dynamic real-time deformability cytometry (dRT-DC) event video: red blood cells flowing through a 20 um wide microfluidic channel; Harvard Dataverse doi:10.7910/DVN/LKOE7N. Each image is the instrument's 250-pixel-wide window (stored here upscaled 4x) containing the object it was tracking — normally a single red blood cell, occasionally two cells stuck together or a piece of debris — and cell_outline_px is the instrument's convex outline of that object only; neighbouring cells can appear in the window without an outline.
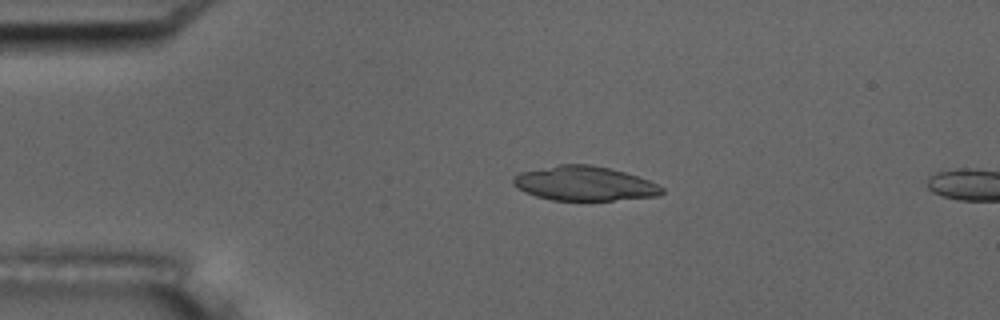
{"species": "common noctule bat (a hibernating species)", "species_latin": "Nyctalus noctula", "temperature_condition": "room temperature", "stored_images_in_passage": 5, "camera_frame_rate_fps": 3000, "um_per_image_px": 0.085, "animal": {"sex": "male", "body_mass_g": 17.5, "forearm_length_mm": 52.3}, "frame": {"image": 1, "passage_image": 3, "time_ms": 2.333, "image_size_px": [1000, 320], "cell_outline_px": [[664, 192], [660, 196], [612, 200], [552, 200], [536, 196], [524, 192], [516, 188], [512, 184], [512, 176], [520, 172], [560, 164], [588, 164], [608, 168], [624, 172], [648, 180], [664, 188]], "centroid_in_image_um": [49.64, 15.6], "position_along_channel_um": 35.4, "area_um2": 29.82}}